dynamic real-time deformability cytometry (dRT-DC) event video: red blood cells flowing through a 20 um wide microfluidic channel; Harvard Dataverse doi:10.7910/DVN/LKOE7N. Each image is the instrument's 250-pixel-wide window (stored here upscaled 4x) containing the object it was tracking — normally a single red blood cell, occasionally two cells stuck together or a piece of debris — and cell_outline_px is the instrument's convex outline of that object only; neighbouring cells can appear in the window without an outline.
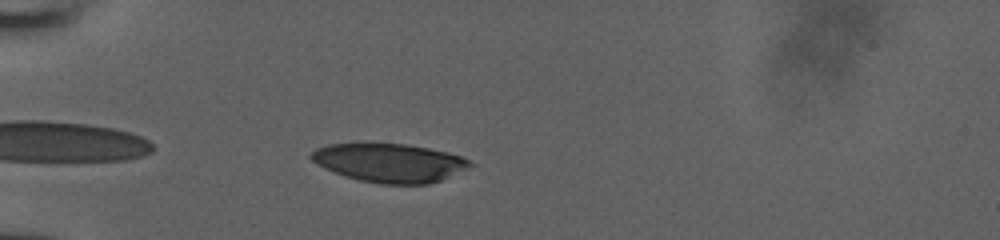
{"species": "human", "species_latin": "Homo sapiens", "temperature_condition": "room temperature", "stored_images_in_passage": 37, "camera_frame_rate_fps": 3000, "um_per_image_px": 0.085, "donor": {"sex": "male"}, "frame": {"image": 1, "passage_image": 2, "time_ms": 0.333, "image_size_px": [1000, 240], "cell_outline_px": [[476, 164], [468, 168], [440, 180], [428, 184], [380, 184], [360, 180], [344, 176], [324, 168], [316, 164], [308, 156], [316, 148], [328, 144], [408, 144], [448, 152], [460, 156]], "centroid_in_image_um": [33.1, 13.84], "position_along_channel_um": 51.9, "area_um2": 35.66}}
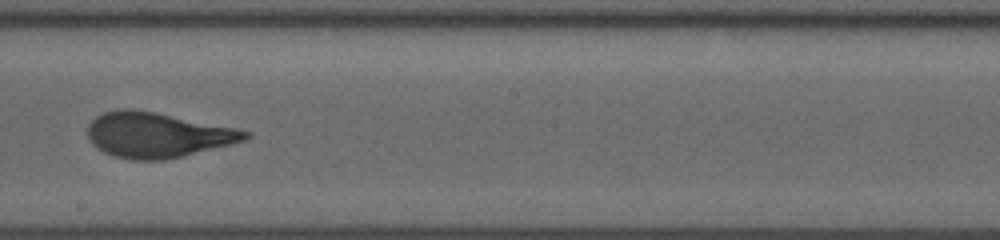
{"frame": {"image": 2, "passage_image": 17, "time_ms": 5.333, "image_size_px": [1000, 240], "cell_outline_px": [[252, 136], [244, 140], [232, 144], [184, 156], [164, 160], [132, 160], [112, 156], [96, 148], [88, 140], [88, 124], [96, 116], [104, 112], [116, 108], [132, 108], [156, 112], [252, 132]], "centroid_in_image_um": [13.33, 11.47], "position_along_channel_um": 234.9, "area_um2": 41.62}}
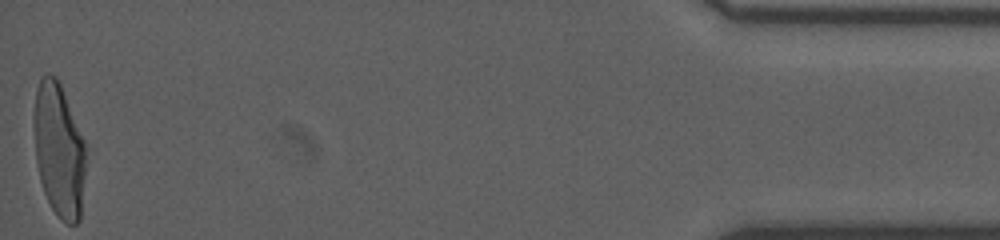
{"frame": {"image": 3, "passage_image": 37, "time_ms": 12.0, "image_size_px": [1000, 240], "cell_outline_px": [[88, 148], [80, 220], [76, 224], [68, 224], [60, 220], [52, 208], [44, 192], [40, 180], [36, 164], [32, 124], [36, 88], [40, 76], [48, 72], [56, 76], [60, 84], [88, 144]], "centroid_in_image_um": [5.02, 12.72], "position_along_channel_um": 430.2, "area_um2": 41.91}}